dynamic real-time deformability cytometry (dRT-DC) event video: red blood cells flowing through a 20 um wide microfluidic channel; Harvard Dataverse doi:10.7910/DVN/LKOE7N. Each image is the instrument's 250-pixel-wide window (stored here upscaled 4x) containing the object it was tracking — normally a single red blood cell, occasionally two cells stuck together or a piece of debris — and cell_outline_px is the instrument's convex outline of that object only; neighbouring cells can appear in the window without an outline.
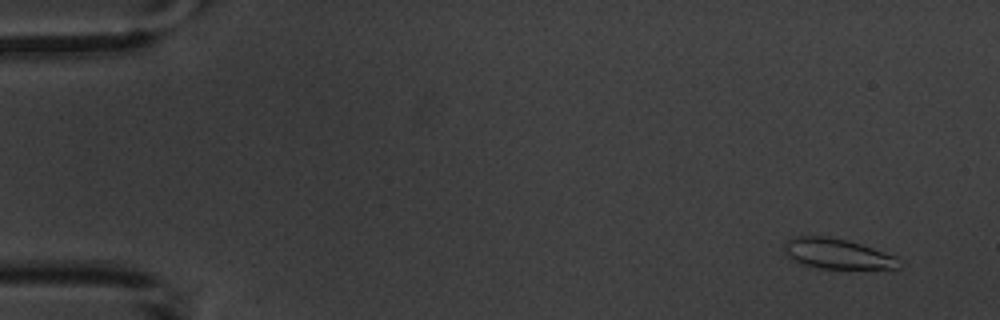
{"species": "common noctule bat (a hibernating species)", "species_latin": "Nyctalus noctula", "temperature_condition": "warm", "stored_images_in_passage": 3, "camera_frame_rate_fps": 3000, "um_per_image_px": 0.085, "animal": {"sex": "male", "body_mass_g": 20.1, "forearm_length_mm": 53.5}, "frame": {"image": 1, "passage_image": 1, "time_ms": 0.0, "image_size_px": [1000, 320], "cell_outline_px": [[904, 264], [900, 268], [820, 268], [804, 264], [788, 256], [784, 252], [784, 244], [788, 240], [796, 236], [828, 236], [848, 240], [896, 256]], "centroid_in_image_um": [71.2, 21.56], "position_along_channel_um": 13.8, "area_um2": 20.0}}